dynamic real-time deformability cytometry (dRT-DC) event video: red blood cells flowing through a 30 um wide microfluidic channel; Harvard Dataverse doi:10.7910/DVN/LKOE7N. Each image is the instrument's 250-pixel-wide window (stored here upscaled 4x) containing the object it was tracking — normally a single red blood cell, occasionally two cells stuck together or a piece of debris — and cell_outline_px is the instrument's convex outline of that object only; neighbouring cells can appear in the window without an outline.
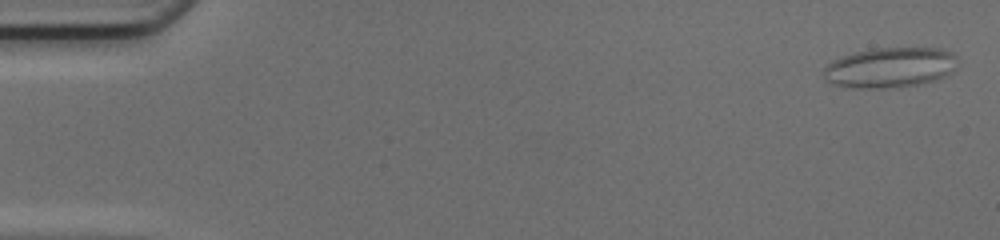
{"species": "common noctule bat (a hibernating species)", "species_latin": "Nyctalus noctula", "temperature_condition": "cold", "stored_images_in_passage": 52, "camera_frame_rate_fps": 3000, "um_per_image_px": 0.085, "animal": {"sex": "female", "body_mass_g": 17.0, "forearm_length_mm": 48.0}, "frame": {"image": 1, "passage_image": 2, "time_ms": 0.333, "image_size_px": [1000, 240], "cell_outline_px": [[952, 72], [936, 80], [920, 84], [900, 88], [856, 88], [836, 84], [828, 80], [824, 76], [824, 68], [832, 60], [856, 52], [880, 48], [936, 48], [952, 52]], "centroid_in_image_um": [75.62, 5.76], "position_along_channel_um": 9.4, "area_um2": 30.81}}
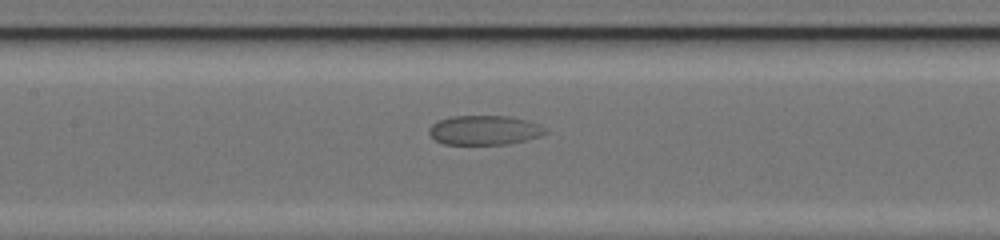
{"frame": {"image": 2, "passage_image": 25, "time_ms": 8.0, "image_size_px": [1000, 240], "cell_outline_px": [[548, 132], [540, 136], [508, 144], [444, 144], [436, 140], [428, 132], [428, 128], [436, 120], [452, 116], [512, 116], [528, 120], [540, 124], [548, 128]], "centroid_in_image_um": [41.2, 11.05], "position_along_channel_um": 166.2, "area_um2": 20.17}}
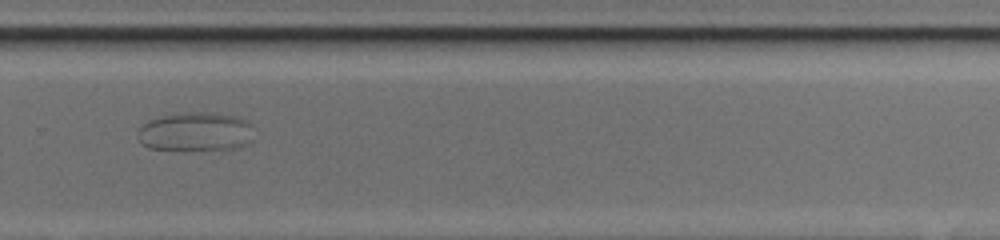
{"frame": {"image": 3, "passage_image": 36, "time_ms": 11.667, "image_size_px": [1000, 240], "cell_outline_px": [[252, 124], [244, 144], [236, 148], [148, 148], [140, 140], [140, 124], [148, 120], [160, 116], [180, 112], [208, 112], [236, 116], [248, 120]], "centroid_in_image_um": [16.57, 11.13], "position_along_channel_um": 313.2, "area_um2": 25.37}}